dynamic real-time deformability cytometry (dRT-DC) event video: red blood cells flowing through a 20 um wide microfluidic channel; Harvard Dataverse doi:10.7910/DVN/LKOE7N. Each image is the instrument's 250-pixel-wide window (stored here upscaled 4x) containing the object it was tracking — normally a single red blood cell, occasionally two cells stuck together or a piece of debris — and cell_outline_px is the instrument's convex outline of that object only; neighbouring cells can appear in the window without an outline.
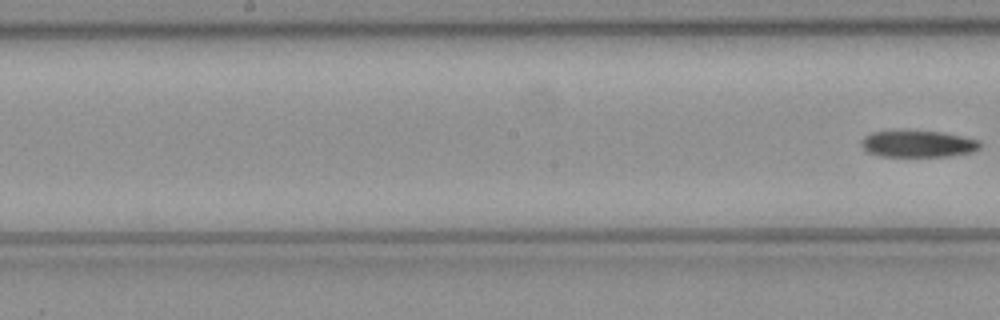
{"species": "common noctule bat (a hibernating species)", "species_latin": "Nyctalus noctula", "temperature_condition": "cold", "stored_images_in_passage": 8, "segment_of_instrument_passage": [2, 2], "camera_frame_rate_fps": 3000, "um_per_image_px": 0.085, "animal": {"sex": "female", "body_mass_g": 21.9}, "frame": {"image": 1, "passage_image": 8, "time_ms": 2.333, "image_size_px": [1000, 320], "cell_outline_px": [[980, 148], [972, 152], [948, 156], [880, 156], [868, 152], [860, 144], [860, 140], [864, 136], [872, 132], [940, 132], [980, 140]], "centroid_in_image_um": [78.02, 12.25], "position_along_channel_um": 170.2, "area_um2": 18.03}}